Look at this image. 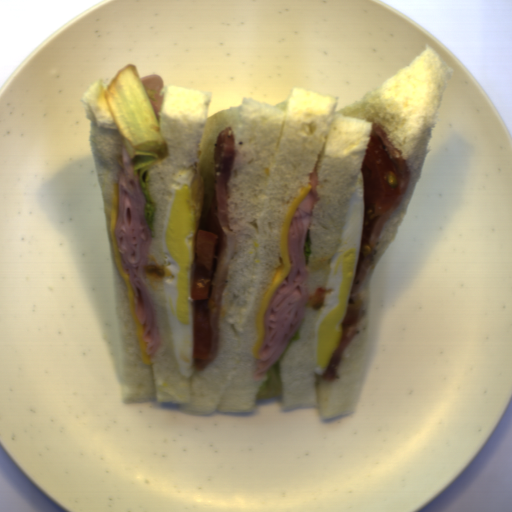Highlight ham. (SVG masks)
Returning <instances> with one entry per match:
<instances>
[{"mask_svg": "<svg viewBox=\"0 0 512 512\" xmlns=\"http://www.w3.org/2000/svg\"><path fill=\"white\" fill-rule=\"evenodd\" d=\"M308 185L311 189L297 207L288 231L291 270L274 291L265 311L264 340L257 351L254 380H259L281 356L305 318L308 299L305 283L309 276L305 245L313 208L319 201L316 165Z\"/></svg>", "mask_w": 512, "mask_h": 512, "instance_id": "obj_1", "label": "ham"}, {"mask_svg": "<svg viewBox=\"0 0 512 512\" xmlns=\"http://www.w3.org/2000/svg\"><path fill=\"white\" fill-rule=\"evenodd\" d=\"M145 194L140 186V174L124 142L119 159V209L114 231L122 268L129 277L137 317L143 327L142 343L149 358H154L161 346L159 325L155 323L150 290L145 282L152 233L145 220Z\"/></svg>", "mask_w": 512, "mask_h": 512, "instance_id": "obj_2", "label": "ham"}, {"mask_svg": "<svg viewBox=\"0 0 512 512\" xmlns=\"http://www.w3.org/2000/svg\"><path fill=\"white\" fill-rule=\"evenodd\" d=\"M236 151L234 129L230 126L219 134L214 149L215 188L202 230L217 236L214 250L211 286L205 307L211 331V346L206 357L193 359L194 369H204L217 356L219 321L222 295L225 289L230 263L235 251L234 232L228 220L229 200L227 182L230 165Z\"/></svg>", "mask_w": 512, "mask_h": 512, "instance_id": "obj_3", "label": "ham"}, {"mask_svg": "<svg viewBox=\"0 0 512 512\" xmlns=\"http://www.w3.org/2000/svg\"><path fill=\"white\" fill-rule=\"evenodd\" d=\"M151 109L159 121L162 113L164 96L161 92L164 88V80L158 75H149L141 78Z\"/></svg>", "mask_w": 512, "mask_h": 512, "instance_id": "obj_4", "label": "ham"}]
</instances>
